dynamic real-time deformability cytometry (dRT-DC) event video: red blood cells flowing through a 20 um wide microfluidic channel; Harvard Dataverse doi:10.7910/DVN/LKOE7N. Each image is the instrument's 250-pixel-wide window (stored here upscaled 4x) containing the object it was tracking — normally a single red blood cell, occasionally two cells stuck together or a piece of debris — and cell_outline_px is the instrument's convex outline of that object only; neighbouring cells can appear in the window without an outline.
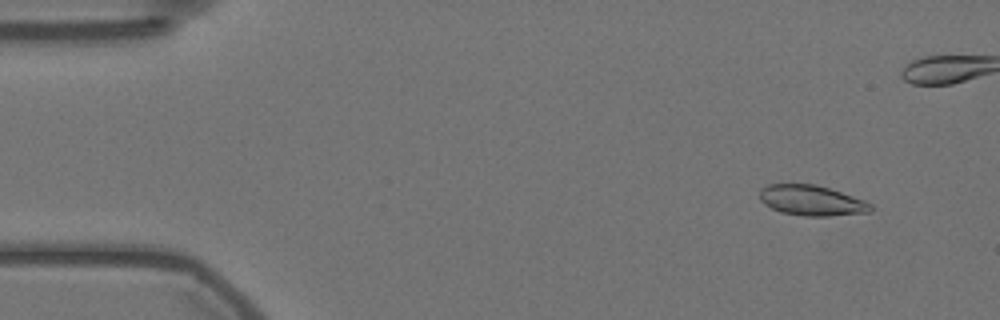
{"species": "Egyptian fruit bat (a non-hibernating species)", "species_latin": "Rousettus aegyptiacus", "temperature_condition": "warm", "stored_images_in_passage": 57, "camera_frame_rate_fps": 3000, "um_per_image_px": 0.085, "animal": {"sex": "female"}, "frame": {"image": 1, "passage_image": 5, "time_ms": 1.333, "image_size_px": [1000, 320], "cell_outline_px": [[872, 208], [868, 212], [828, 216], [804, 216], [780, 212], [764, 204], [760, 200], [760, 188], [768, 184], [816, 184], [864, 200], [872, 204]], "centroid_in_image_um": [68.95, 17.04], "position_along_channel_um": 16.1, "area_um2": 19.54}}
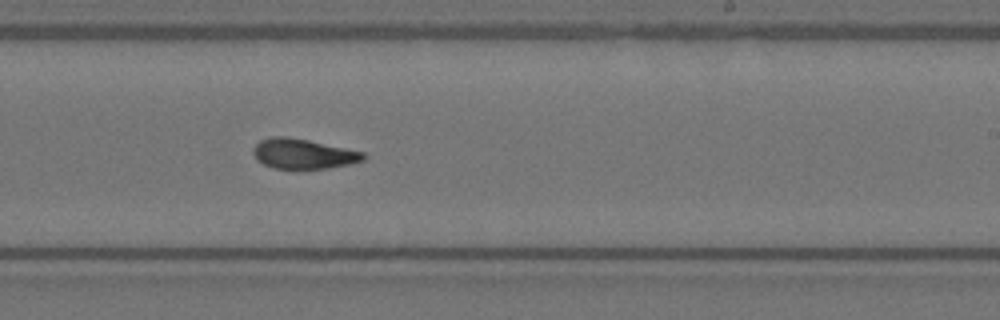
{"frame": {"image": 2, "passage_image": 34, "time_ms": 11.0, "image_size_px": [1000, 320], "cell_outline_px": [[368, 156], [364, 160], [352, 164], [328, 168], [272, 168], [256, 160], [252, 152], [252, 148], [260, 140], [272, 136], [288, 136], [308, 140], [364, 152]], "centroid_in_image_um": [25.77, 13.07], "position_along_channel_um": 263.2, "area_um2": 19.36}}
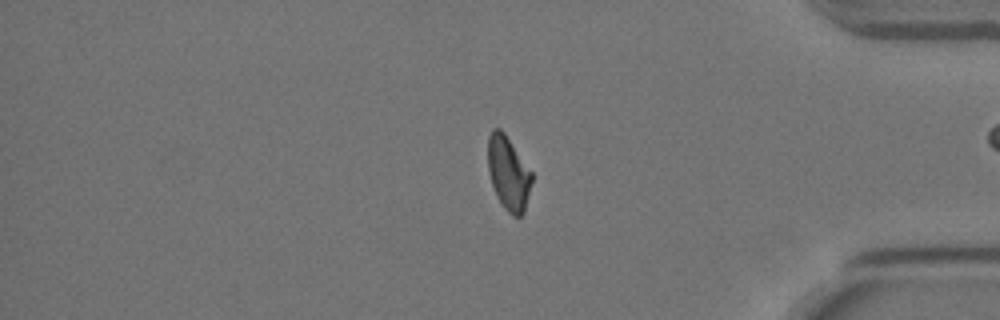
{"frame": {"image": 3, "passage_image": 47, "time_ms": 15.333, "image_size_px": [1000, 320], "cell_outline_px": [[532, 180], [524, 212], [520, 216], [512, 216], [504, 208], [496, 196], [488, 172], [488, 136], [492, 128], [500, 128], [504, 132], [532, 172]], "centroid_in_image_um": [43.2, 14.71], "position_along_channel_um": 392.0, "area_um2": 18.84}, "authors_computed_cell_mechanics": {"area_um2": 19.5364, "velocity_mm_per_s": 3.5754, "shape_relaxation_time_tau1_ms": null, "shape_relaxation_time_tau2_ms": 2.651, "deformation_change_tau1": null, "deformation_change_tau2": 0.0945}}